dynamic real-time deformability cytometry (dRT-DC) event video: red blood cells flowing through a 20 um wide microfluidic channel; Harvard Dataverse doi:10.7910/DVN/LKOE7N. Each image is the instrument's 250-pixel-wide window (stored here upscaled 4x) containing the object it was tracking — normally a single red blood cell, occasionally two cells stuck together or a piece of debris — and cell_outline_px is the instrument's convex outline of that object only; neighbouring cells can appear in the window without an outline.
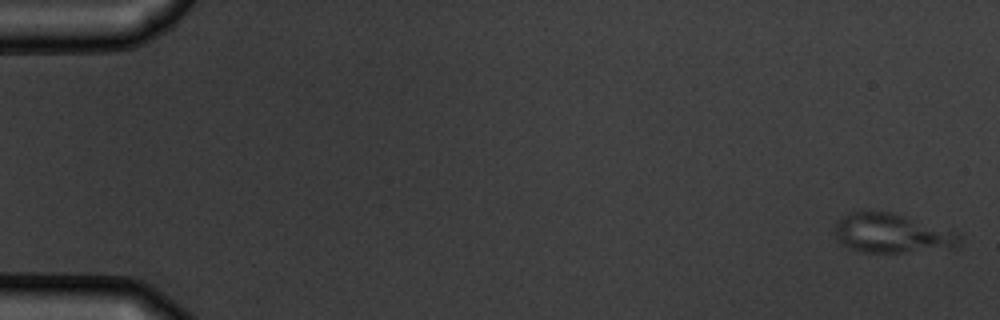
{"species": "common noctule bat (a hibernating species)", "species_latin": "Nyctalus noctula", "temperature_condition": "warm", "stored_images_in_passage": 6, "camera_frame_rate_fps": 3000, "um_per_image_px": 0.085, "animal": {"sex": "male", "body_mass_g": 19.5, "forearm_length_mm": 54.6}, "frame": {"image": 1, "passage_image": 1, "time_ms": 0.0, "image_size_px": [1000, 320], "cell_outline_px": [[960, 244], [900, 252], [864, 252], [848, 248], [836, 240], [832, 232], [832, 224], [836, 220], [852, 212], [864, 208], [892, 212], [960, 232]], "centroid_in_image_um": [75.64, 19.76], "position_along_channel_um": 9.4, "area_um2": 28.78}}